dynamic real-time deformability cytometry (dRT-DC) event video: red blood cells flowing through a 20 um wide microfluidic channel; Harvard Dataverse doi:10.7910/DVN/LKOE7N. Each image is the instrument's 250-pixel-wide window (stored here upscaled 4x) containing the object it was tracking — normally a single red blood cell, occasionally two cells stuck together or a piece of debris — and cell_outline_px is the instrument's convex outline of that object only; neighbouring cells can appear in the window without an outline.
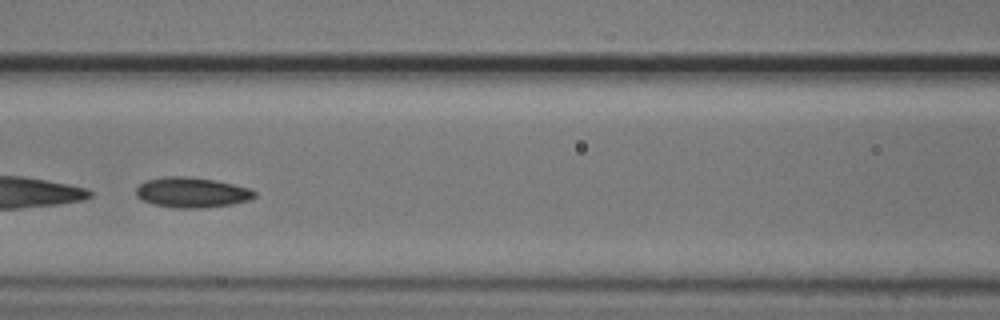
{"species": "common noctule bat (a hibernating species)", "species_latin": "Nyctalus noctula", "temperature_condition": "cold", "stored_images_in_passage": 51, "camera_frame_rate_fps": 3000, "um_per_image_px": 0.085, "animal": {"sex": "male", "body_mass_g": 20.5, "forearm_length_mm": 52.5}, "frame": {"image": 1, "passage_image": 22, "time_ms": 7.0, "image_size_px": [1000, 320], "cell_outline_px": [[256, 196], [248, 200], [232, 204], [204, 208], [172, 208], [152, 204], [136, 196], [136, 188], [140, 184], [148, 180], [164, 176], [184, 176], [216, 180], [248, 188], [256, 192]], "centroid_in_image_um": [16.29, 16.36], "position_along_channel_um": 150.3, "area_um2": 20.87}}
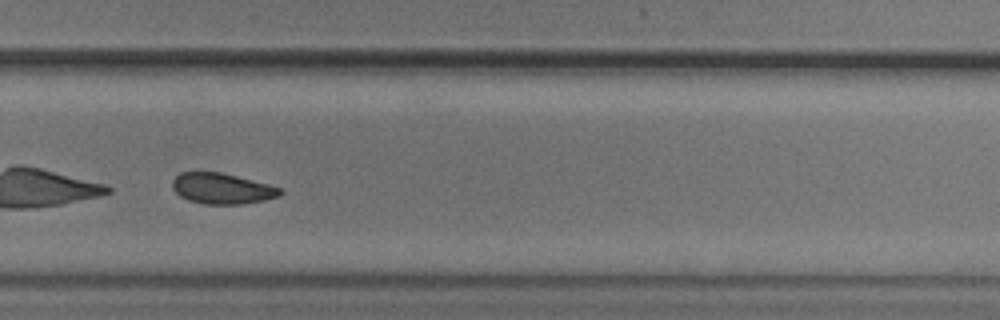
{"frame": {"image": 2, "passage_image": 35, "time_ms": 11.333, "image_size_px": [1000, 320], "cell_outline_px": [[284, 192], [280, 196], [264, 200], [244, 204], [204, 204], [188, 200], [180, 196], [172, 188], [172, 180], [180, 172], [220, 172], [284, 188]], "centroid_in_image_um": [18.89, 16.03], "position_along_channel_um": 310.9, "area_um2": 19.42}, "authors_computed_cell_mechanics": {"area_um2": 21.097, "velocity_mm_per_s": 3.7214, "shape_relaxation_time_tau1_ms": 0.2914, "shape_relaxation_time_tau2_ms": 7.0286, "deformation_change_tau1": 0.263, "deformation_change_tau2": 0.1217}}